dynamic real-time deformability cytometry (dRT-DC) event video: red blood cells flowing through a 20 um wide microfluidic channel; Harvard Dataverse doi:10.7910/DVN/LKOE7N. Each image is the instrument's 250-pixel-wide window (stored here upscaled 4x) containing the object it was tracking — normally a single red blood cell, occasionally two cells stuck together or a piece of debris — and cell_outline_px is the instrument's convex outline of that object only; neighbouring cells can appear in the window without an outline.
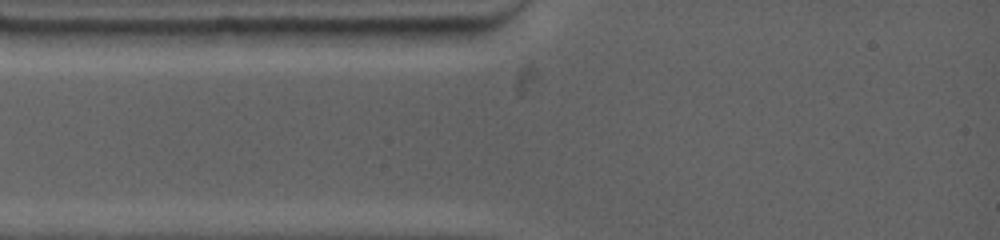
{"species": "common noctule bat (a hibernating species)", "species_latin": "Nyctalus noctula", "temperature_condition": "warm", "stored_images_in_passage": 1, "camera_frame_rate_fps": 4500, "um_per_image_px": 0.085, "animal": {"sex": "female", "body_mass_g": 19.0, "forearm_length_mm": 53.3}, "frame": {"image": 1, "passage_image": 1, "time_ms": 0.0, "image_size_px": [1000, 240], "cell_outline_px": [[244, 28], [220, 44], [108, 44], [96, 32], [96, 28]], "centroid_in_image_um": [14.14, 3.03], "position_along_channel_um": 70.9, "area_um2": 15.2}}